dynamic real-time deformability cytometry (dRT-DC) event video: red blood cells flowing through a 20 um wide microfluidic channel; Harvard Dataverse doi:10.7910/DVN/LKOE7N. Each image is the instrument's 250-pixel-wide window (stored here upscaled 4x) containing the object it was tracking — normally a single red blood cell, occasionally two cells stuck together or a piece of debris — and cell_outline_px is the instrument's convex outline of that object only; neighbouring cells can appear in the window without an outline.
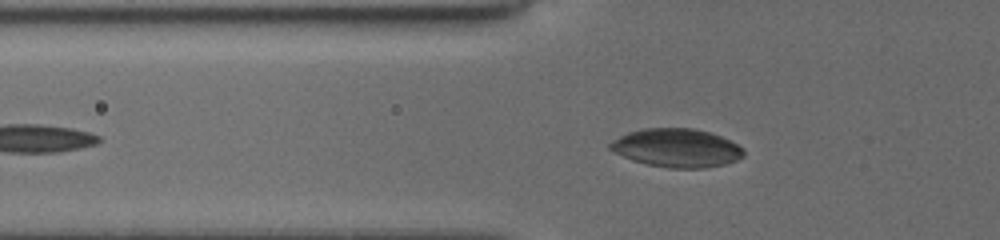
{"species": "common noctule bat (a hibernating species)", "species_latin": "Nyctalus noctula", "temperature_condition": "cold", "stored_images_in_passage": 41, "camera_frame_rate_fps": 3000, "um_per_image_px": 0.085, "animal": {"sex": "female", "body_mass_g": 19.5, "forearm_length_mm": 54.1}, "frame": {"image": 1, "passage_image": 11, "time_ms": 3.333, "image_size_px": [1000, 240], "cell_outline_px": [[744, 156], [736, 160], [724, 164], [704, 168], [668, 168], [648, 164], [632, 160], [608, 148], [608, 144], [620, 136], [628, 132], [644, 128], [692, 128], [708, 132], [720, 136], [744, 148]], "centroid_in_image_um": [57.52, 12.57], "position_along_channel_um": 68.3, "area_um2": 29.71}}
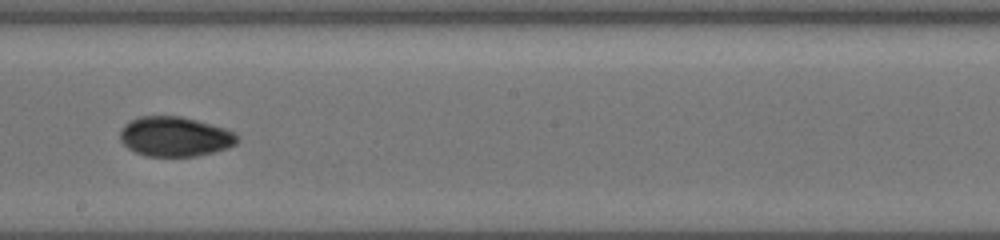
{"frame": {"image": 2, "passage_image": 24, "time_ms": 7.667, "image_size_px": [1000, 240], "cell_outline_px": [[240, 140], [236, 144], [228, 148], [196, 156], [144, 156], [128, 148], [120, 140], [120, 132], [124, 124], [140, 116], [180, 116], [196, 120], [224, 128], [232, 132]], "centroid_in_image_um": [14.85, 11.61], "position_along_channel_um": 233.3, "area_um2": 26.99}}
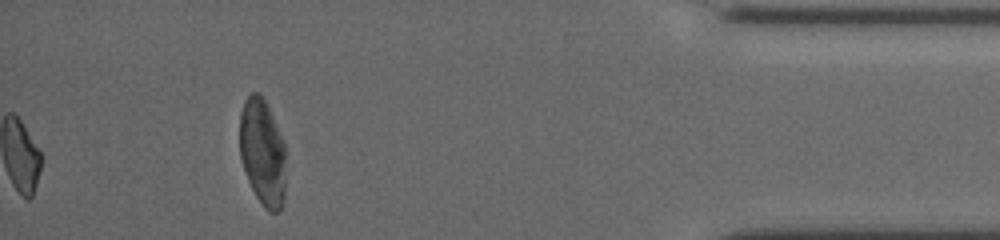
{"frame": {"image": 3, "passage_image": 41, "time_ms": 13.333, "image_size_px": [1000, 240], "cell_outline_px": [[284, 200], [280, 208], [276, 212], [268, 212], [264, 208], [256, 196], [248, 180], [240, 156], [240, 112], [244, 100], [252, 92], [260, 92], [272, 116], [284, 144]], "centroid_in_image_um": [22.29, 12.95], "position_along_channel_um": 412.9, "area_um2": 28.32}, "authors_computed_cell_mechanics": {"area_um2": 27.6284, "velocity_mm_per_s": 3.926, "shape_relaxation_time_tau1_ms": 4.0274, "shape_relaxation_time_tau2_ms": 2.799, "deformation_change_tau1": 0.1113, "deformation_change_tau2": 0.051}}